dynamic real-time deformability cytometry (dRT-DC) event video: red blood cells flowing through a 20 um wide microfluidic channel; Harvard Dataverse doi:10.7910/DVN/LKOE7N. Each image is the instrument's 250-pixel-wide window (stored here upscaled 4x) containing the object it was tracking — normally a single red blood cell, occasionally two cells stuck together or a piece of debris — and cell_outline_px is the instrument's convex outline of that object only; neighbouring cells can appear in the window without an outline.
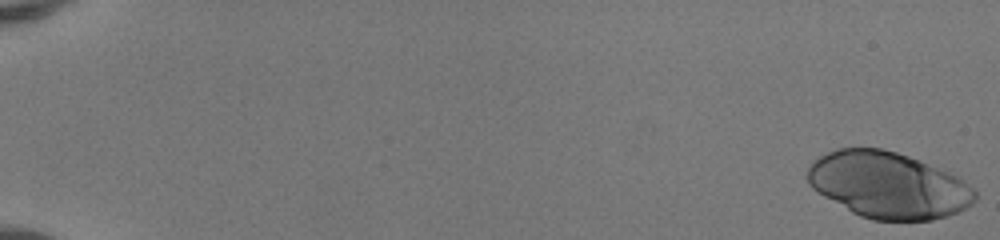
{"species": "human", "species_latin": "Homo sapiens", "temperature_condition": "room temperature", "stored_images_in_passage": 51, "camera_frame_rate_fps": 3000, "um_per_image_px": 0.085, "donor": {"sex": "female"}, "frame": {"image": 1, "passage_image": 1, "time_ms": 0.0, "image_size_px": [1000, 240], "cell_outline_px": [[976, 200], [972, 204], [948, 216], [932, 220], [872, 220], [860, 216], [852, 212], [824, 196], [812, 188], [808, 184], [808, 168], [812, 160], [836, 148], [880, 148], [896, 152], [920, 160], [948, 172], [964, 180], [976, 192]], "centroid_in_image_um": [75.49, 15.73], "position_along_channel_um": 9.5, "area_um2": 64.45}}
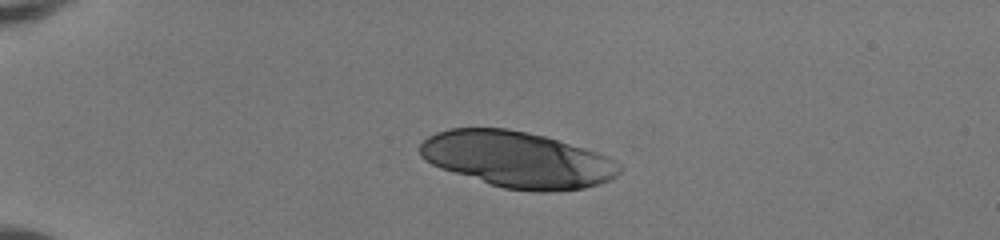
{"frame": {"image": 2, "passage_image": 14, "time_ms": 4.333, "image_size_px": [1000, 240], "cell_outline_px": [[624, 168], [612, 180], [600, 184], [584, 188], [548, 192], [536, 192], [504, 188], [488, 184], [440, 168], [424, 160], [420, 156], [420, 144], [428, 136], [436, 132], [448, 128], [504, 128], [528, 132], [544, 136], [596, 152], [608, 156], [616, 160]], "centroid_in_image_um": [43.99, 13.57], "position_along_channel_um": 41.0, "area_um2": 65.43}}
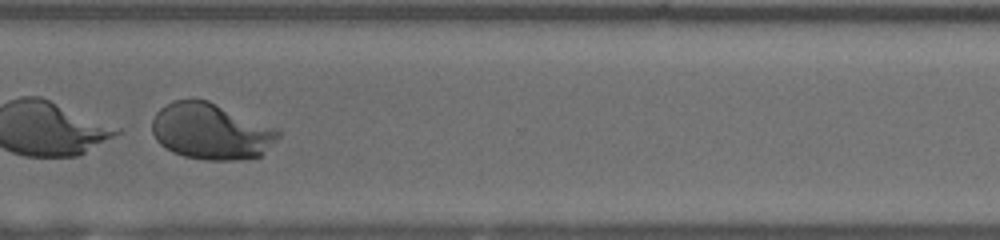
{"frame": {"image": 3, "passage_image": 41, "time_ms": 13.333, "image_size_px": [1000, 240], "cell_outline_px": [[280, 136], [260, 156], [236, 160], [204, 160], [184, 156], [172, 152], [164, 148], [156, 140], [152, 132], [152, 120], [156, 112], [160, 108], [172, 100], [208, 100], [280, 128]], "centroid_in_image_um": [17.94, 11.16], "position_along_channel_um": 352.7, "area_um2": 41.73}}